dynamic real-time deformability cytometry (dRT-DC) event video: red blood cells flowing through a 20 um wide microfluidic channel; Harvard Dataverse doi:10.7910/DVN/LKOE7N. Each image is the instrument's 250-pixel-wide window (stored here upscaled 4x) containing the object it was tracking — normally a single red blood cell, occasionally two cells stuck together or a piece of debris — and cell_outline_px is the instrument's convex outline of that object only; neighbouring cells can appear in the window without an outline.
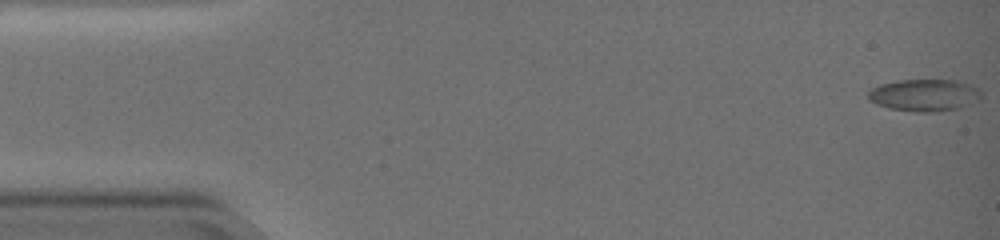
{"species": "common noctule bat (a hibernating species)", "species_latin": "Nyctalus noctula", "temperature_condition": "warm", "stored_images_in_passage": 59, "camera_frame_rate_fps": 3000, "um_per_image_px": 0.085, "animal": {"sex": "female", "body_mass_g": 19.0, "forearm_length_mm": 51.5}, "frame": {"image": 1, "passage_image": 1, "time_ms": 0.0, "image_size_px": [1000, 240], "cell_outline_px": [[980, 100], [960, 108], [932, 112], [916, 112], [888, 108], [876, 104], [868, 100], [868, 92], [872, 88], [880, 84], [896, 80], [956, 80], [972, 84], [980, 92]], "centroid_in_image_um": [78.56, 8.09], "position_along_channel_um": 6.4, "area_um2": 21.27}}
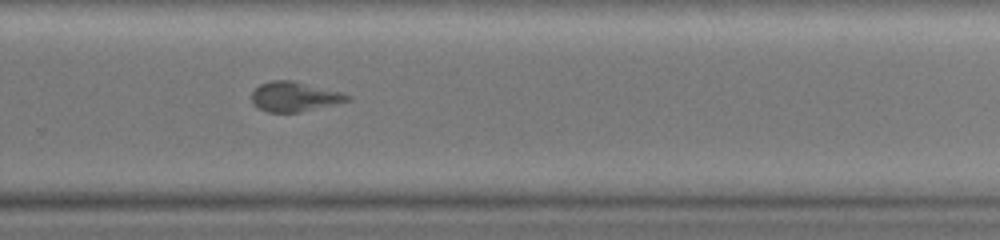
{"frame": {"image": 2, "passage_image": 41, "time_ms": 13.333, "image_size_px": [1000, 240], "cell_outline_px": [[352, 100], [336, 104], [300, 112], [268, 112], [260, 108], [252, 100], [252, 92], [260, 84], [272, 80], [292, 80], [344, 92], [352, 96]], "centroid_in_image_um": [25.1, 8.2], "position_along_channel_um": 304.7, "area_um2": 16.65}}
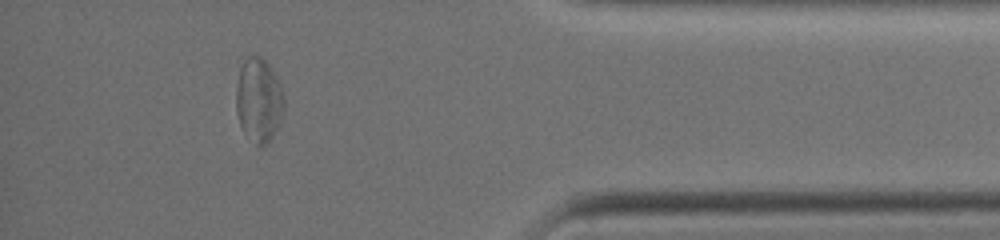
{"frame": {"image": 3, "passage_image": 53, "time_ms": 17.333, "image_size_px": [1000, 240], "cell_outline_px": [[284, 108], [280, 120], [272, 136], [264, 144], [256, 144], [244, 132], [240, 124], [236, 112], [236, 84], [240, 68], [244, 60], [248, 56], [260, 56], [268, 64], [276, 76], [284, 96]], "centroid_in_image_um": [21.97, 8.47], "position_along_channel_um": 413.2, "area_um2": 23.12}}